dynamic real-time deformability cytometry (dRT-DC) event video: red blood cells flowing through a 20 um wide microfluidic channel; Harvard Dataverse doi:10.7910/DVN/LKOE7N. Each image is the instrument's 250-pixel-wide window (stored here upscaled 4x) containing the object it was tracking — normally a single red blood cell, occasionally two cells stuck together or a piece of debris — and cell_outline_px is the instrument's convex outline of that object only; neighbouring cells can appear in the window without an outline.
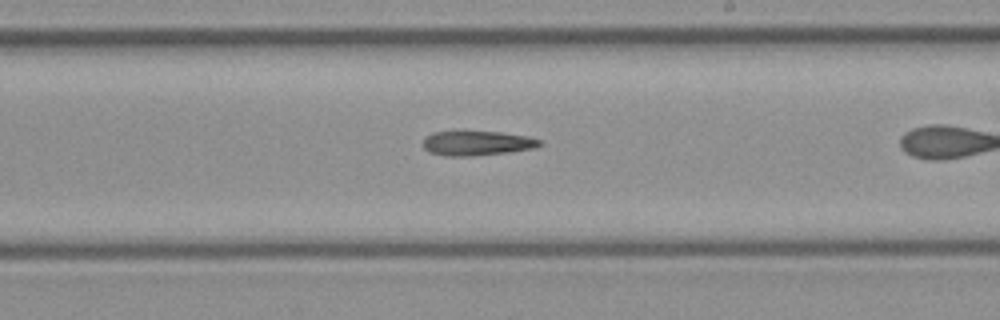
{"species": "common noctule bat (a hibernating species)", "species_latin": "Nyctalus noctula", "temperature_condition": "cold", "stored_images_in_passage": 23, "camera_frame_rate_fps": 3000, "um_per_image_px": 0.085, "animal": {"sex": "female", "body_mass_g": 21.9}, "frame": {"image": 1, "passage_image": 14, "time_ms": 4.333, "image_size_px": [1000, 320], "cell_outline_px": [[544, 144], [536, 148], [512, 152], [472, 156], [444, 156], [428, 152], [424, 148], [424, 140], [432, 132], [464, 128], [500, 132], [528, 136], [544, 140]], "centroid_in_image_um": [40.58, 12.13], "position_along_channel_um": 248.4, "area_um2": 17.86}}